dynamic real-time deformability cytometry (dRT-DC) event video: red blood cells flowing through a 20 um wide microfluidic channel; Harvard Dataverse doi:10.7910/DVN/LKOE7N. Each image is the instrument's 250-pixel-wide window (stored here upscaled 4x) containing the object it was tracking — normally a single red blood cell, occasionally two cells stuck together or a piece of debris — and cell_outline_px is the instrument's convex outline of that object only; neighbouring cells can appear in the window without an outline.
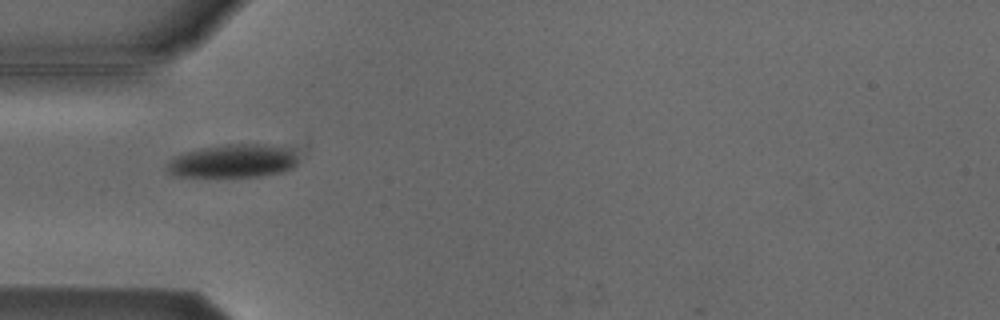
{"species": "Egyptian fruit bat (a non-hibernating species)", "species_latin": "Rousettus aegyptiacus", "temperature_condition": "cold", "stored_images_in_passage": 6, "camera_frame_rate_fps": 3000, "um_per_image_px": 0.085, "animal": {"sex": "male"}, "frame": {"image": 1, "passage_image": 5, "time_ms": 4.667, "image_size_px": [1000, 320], "cell_outline_px": [[296, 164], [292, 168], [280, 172], [260, 176], [172, 176], [164, 168], [168, 160], [180, 152], [200, 148], [224, 144], [276, 144], [292, 152], [296, 160]], "centroid_in_image_um": [19.7, 13.67], "position_along_channel_um": 65.3, "area_um2": 25.55}}
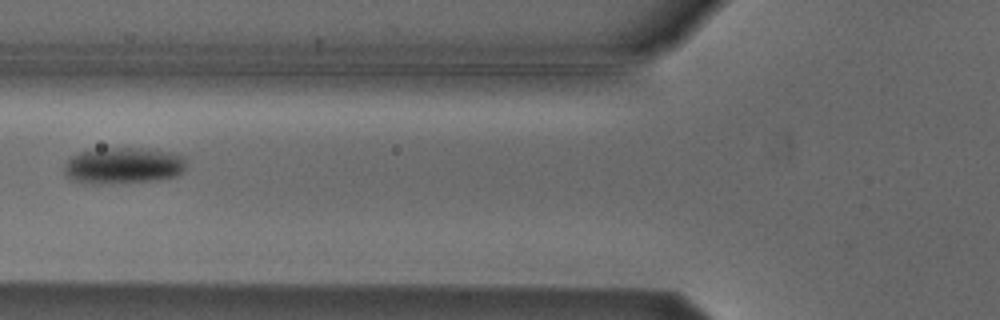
{"frame": {"image": 2, "passage_image": 6, "time_ms": 6.0, "image_size_px": [1000, 320], "cell_outline_px": [[184, 172], [180, 176], [160, 180], [112, 184], [88, 184], [72, 180], [64, 172], [64, 164], [72, 156], [80, 152], [104, 148], [148, 148], [172, 152], [184, 156]], "centroid_in_image_um": [10.51, 14.09], "position_along_channel_um": 115.3, "area_um2": 26.41}}